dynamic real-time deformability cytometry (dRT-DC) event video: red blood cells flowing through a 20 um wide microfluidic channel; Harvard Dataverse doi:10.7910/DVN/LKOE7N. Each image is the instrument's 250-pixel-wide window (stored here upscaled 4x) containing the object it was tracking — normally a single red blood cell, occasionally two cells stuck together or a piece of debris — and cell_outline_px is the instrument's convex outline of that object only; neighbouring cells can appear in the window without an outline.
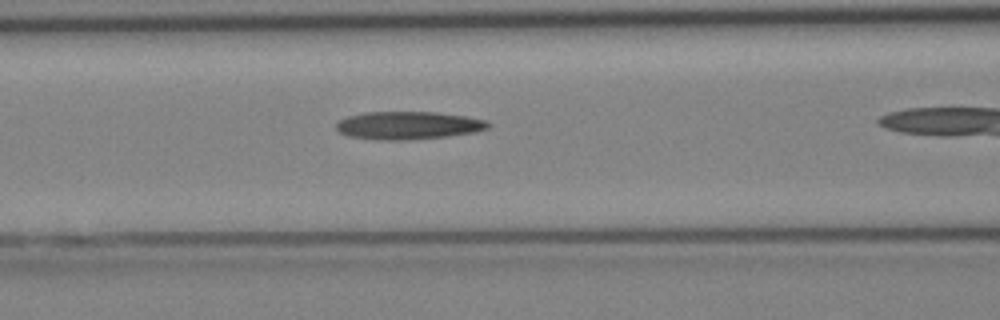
{"species": "Egyptian fruit bat (a non-hibernating species)", "species_latin": "Rousettus aegyptiacus", "temperature_condition": "cold", "stored_images_in_passage": 10, "camera_frame_rate_fps": 3000, "um_per_image_px": 0.085, "animal": {"sex": "female"}, "frame": {"image": 1, "passage_image": 5, "time_ms": 1.333, "image_size_px": [1000, 320], "cell_outline_px": [[492, 124], [488, 128], [476, 132], [448, 136], [404, 140], [380, 140], [348, 136], [340, 132], [336, 128], [336, 124], [340, 120], [348, 116], [364, 112], [436, 112], [464, 116], [488, 120]], "centroid_in_image_um": [34.73, 10.66], "position_along_channel_um": 131.9, "area_um2": 24.74}}